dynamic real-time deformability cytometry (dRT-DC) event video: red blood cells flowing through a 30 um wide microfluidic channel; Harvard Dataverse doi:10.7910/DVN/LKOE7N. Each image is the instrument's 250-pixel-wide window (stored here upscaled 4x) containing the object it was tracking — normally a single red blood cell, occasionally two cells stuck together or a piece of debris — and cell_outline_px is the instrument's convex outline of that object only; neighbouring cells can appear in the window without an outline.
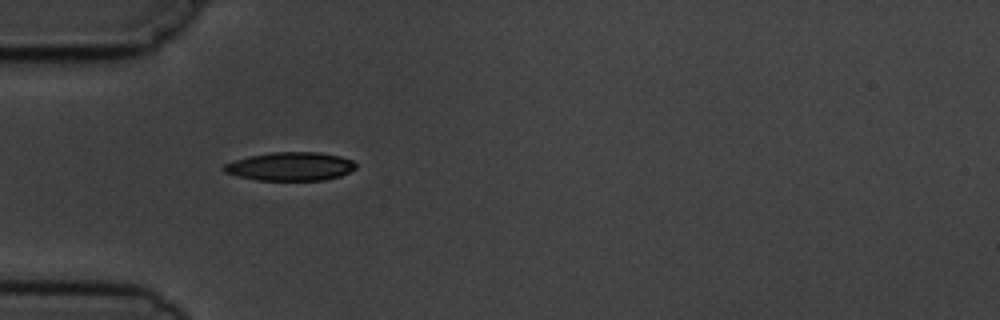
{"species": "common noctule bat (a hibernating species)", "species_latin": "Nyctalus noctula", "temperature_condition": "cold", "stored_images_in_passage": 4, "camera_frame_rate_fps": 3000, "um_per_image_px": 0.085, "animal": {"sex": "male", "body_mass_g": 19.5, "forearm_length_mm": 54.6}, "frame": {"image": 1, "passage_image": 1, "time_ms": 0.0, "image_size_px": [1000, 320], "cell_outline_px": [[356, 168], [340, 176], [324, 180], [256, 180], [224, 172], [220, 168], [224, 164], [248, 156], [272, 152], [320, 152], [340, 156], [352, 160], [356, 164]], "centroid_in_image_um": [24.68, 14.14], "position_along_channel_um": 60.3, "area_um2": 21.91}}
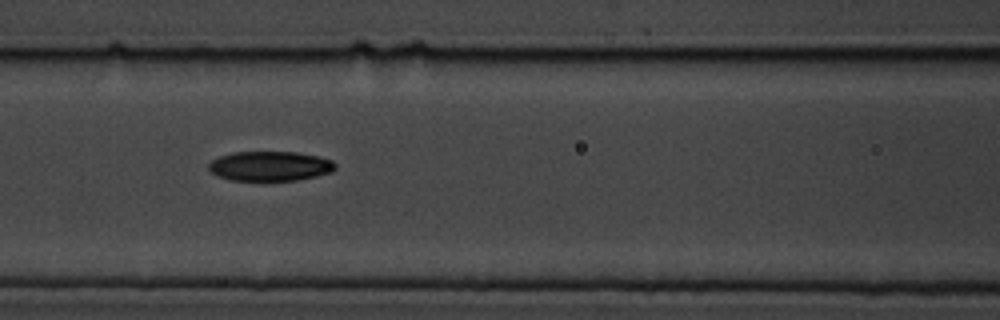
{"frame": {"image": 2, "passage_image": 3, "time_ms": 2.333, "image_size_px": [1000, 320], "cell_outline_px": [[336, 168], [332, 172], [316, 176], [296, 180], [228, 180], [216, 176], [208, 168], [208, 164], [212, 160], [220, 156], [232, 152], [296, 152], [316, 156], [332, 160], [336, 164]], "centroid_in_image_um": [22.93, 14.12], "position_along_channel_um": 143.7, "area_um2": 21.91}}
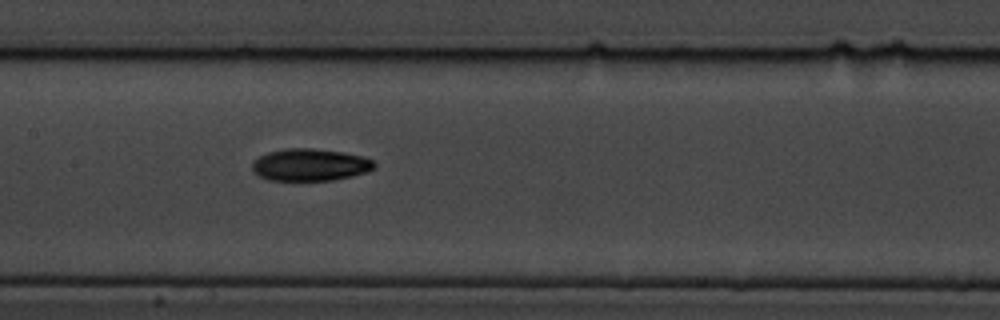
{"frame": {"image": 3, "passage_image": 4, "time_ms": 3.333, "image_size_px": [1000, 320], "cell_outline_px": [[376, 168], [368, 172], [352, 176], [332, 180], [268, 180], [252, 172], [252, 164], [260, 156], [268, 152], [284, 148], [312, 148], [344, 152], [364, 156], [372, 160], [376, 164]], "centroid_in_image_um": [26.39, 14.0], "position_along_channel_um": 181.0, "area_um2": 23.06}}